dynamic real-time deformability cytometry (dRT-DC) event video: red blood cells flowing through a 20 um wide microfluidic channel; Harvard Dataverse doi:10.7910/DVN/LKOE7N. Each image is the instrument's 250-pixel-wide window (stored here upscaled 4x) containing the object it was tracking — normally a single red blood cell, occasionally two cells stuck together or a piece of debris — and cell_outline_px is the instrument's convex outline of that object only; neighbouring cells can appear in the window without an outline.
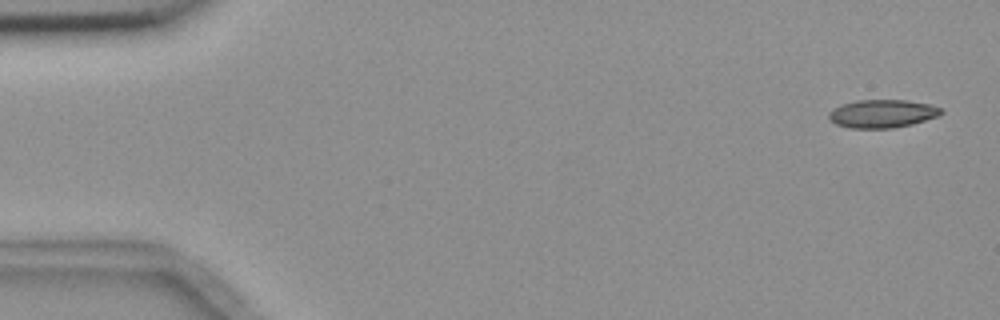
{"species": "common noctule bat (a hibernating species)", "species_latin": "Nyctalus noctula", "temperature_condition": "room temperature", "stored_images_in_passage": 4, "camera_frame_rate_fps": 3000, "um_per_image_px": 0.085, "animal": {"sex": "female", "body_mass_g": 18.4}, "frame": {"image": 1, "passage_image": 1, "time_ms": 0.0, "image_size_px": [1000, 320], "cell_outline_px": [[944, 112], [940, 116], [912, 124], [892, 128], [848, 128], [836, 124], [828, 120], [828, 112], [832, 108], [840, 104], [856, 100], [908, 100], [928, 104], [940, 108]], "centroid_in_image_um": [74.95, 9.66], "position_along_channel_um": 10.0, "area_um2": 18.67}}
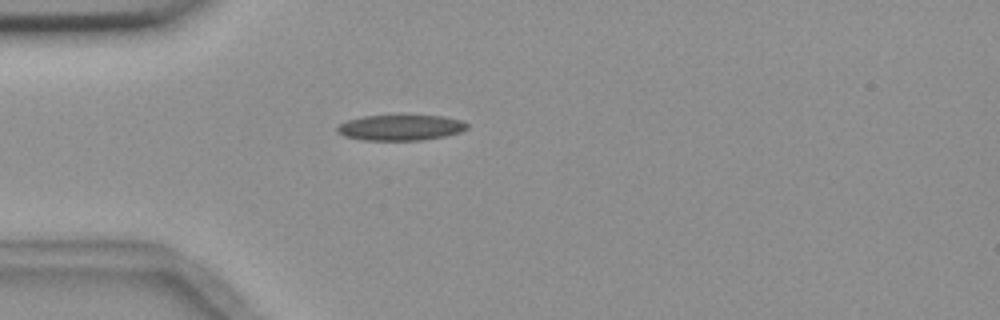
{"frame": {"image": 2, "passage_image": 4, "time_ms": 4.333, "image_size_px": [1000, 320], "cell_outline_px": [[468, 128], [460, 132], [444, 136], [420, 140], [364, 140], [344, 136], [336, 132], [336, 128], [340, 124], [348, 120], [364, 116], [444, 116], [460, 120], [468, 124]], "centroid_in_image_um": [34.04, 10.85], "position_along_channel_um": 51.0, "area_um2": 19.19}}